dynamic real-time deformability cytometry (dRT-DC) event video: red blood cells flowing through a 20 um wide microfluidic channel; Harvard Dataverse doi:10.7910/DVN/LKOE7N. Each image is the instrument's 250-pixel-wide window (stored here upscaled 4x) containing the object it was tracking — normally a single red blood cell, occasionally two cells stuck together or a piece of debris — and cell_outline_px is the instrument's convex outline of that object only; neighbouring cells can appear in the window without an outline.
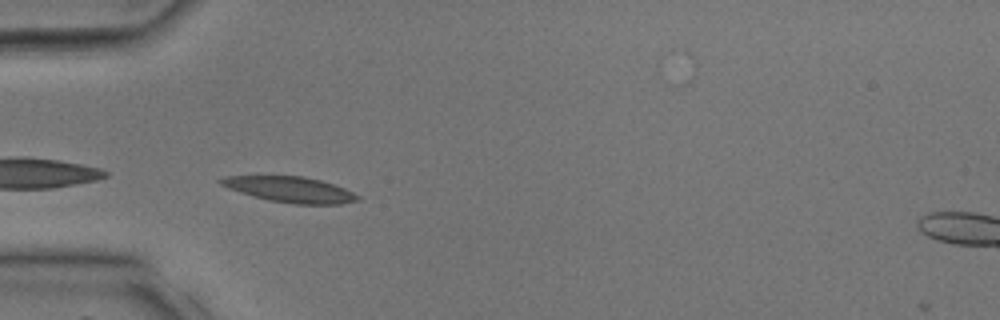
{"species": "common noctule bat (a hibernating species)", "species_latin": "Nyctalus noctula", "temperature_condition": "room temperature", "stored_images_in_passage": 20, "camera_frame_rate_fps": 3000, "um_per_image_px": 0.085, "animal": {"sex": "male", "body_mass_g": 17.9, "forearm_length_mm": 54.2}, "frame": {"image": 1, "passage_image": 11, "time_ms": 3.333, "image_size_px": [1000, 320], "cell_outline_px": [[360, 200], [340, 204], [292, 204], [268, 200], [252, 196], [228, 188], [220, 184], [216, 180], [224, 176], [304, 176], [320, 180], [344, 188], [360, 196]], "centroid_in_image_um": [24.64, 16.11], "position_along_channel_um": 60.4, "area_um2": 20.46}}
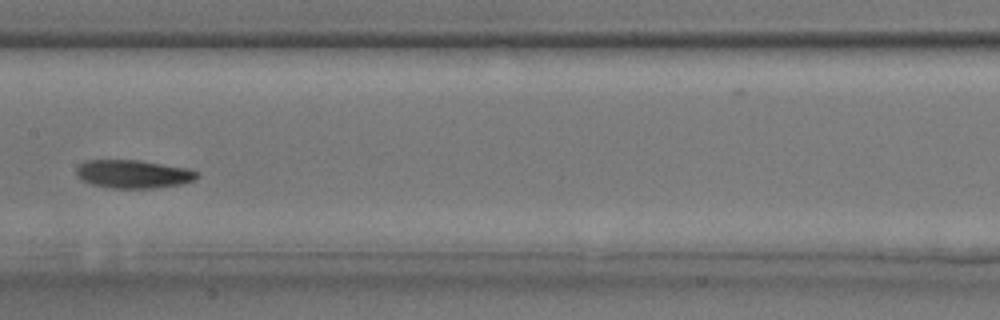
{"frame": {"image": 2, "passage_image": 19, "time_ms": 6.0, "image_size_px": [1000, 320], "cell_outline_px": [[196, 176], [192, 180], [180, 184], [156, 188], [112, 188], [92, 184], [80, 180], [76, 172], [76, 168], [80, 164], [88, 160], [140, 160], [188, 168], [196, 172]], "centroid_in_image_um": [11.28, 14.79], "position_along_channel_um": 196.1, "area_um2": 19.71}}